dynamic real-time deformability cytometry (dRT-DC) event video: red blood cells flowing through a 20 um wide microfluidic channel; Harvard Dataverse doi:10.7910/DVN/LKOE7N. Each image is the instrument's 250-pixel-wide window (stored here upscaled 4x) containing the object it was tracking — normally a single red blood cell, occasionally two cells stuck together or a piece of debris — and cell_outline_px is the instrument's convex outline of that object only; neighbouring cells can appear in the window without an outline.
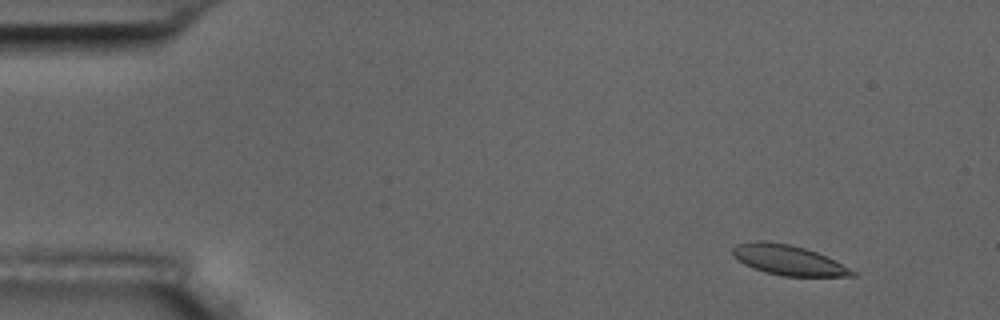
{"species": "common noctule bat (a hibernating species)", "species_latin": "Nyctalus noctula", "temperature_condition": "room temperature", "stored_images_in_passage": 5, "camera_frame_rate_fps": 3000, "um_per_image_px": 0.085, "animal": {"sex": "male", "body_mass_g": 17.5, "forearm_length_mm": 52.3}, "frame": {"image": 1, "passage_image": 2, "time_ms": 1.333, "image_size_px": [1000, 320], "cell_outline_px": [[856, 276], [784, 276], [764, 272], [752, 268], [744, 264], [732, 256], [732, 248], [736, 244], [756, 240], [764, 240], [792, 244], [816, 252], [856, 272]], "centroid_in_image_um": [66.91, 22.09], "position_along_channel_um": 18.1, "area_um2": 20.87}}
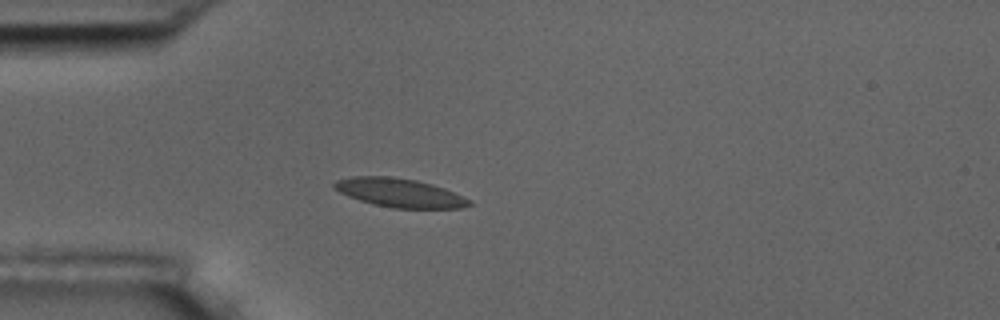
{"frame": {"image": 2, "passage_image": 5, "time_ms": 4.667, "image_size_px": [1000, 320], "cell_outline_px": [[472, 204], [460, 208], [392, 208], [372, 204], [348, 196], [332, 188], [332, 184], [336, 180], [352, 176], [392, 176], [416, 180], [432, 184], [444, 188], [472, 200]], "centroid_in_image_um": [33.94, 16.38], "position_along_channel_um": 51.1, "area_um2": 22.72}}